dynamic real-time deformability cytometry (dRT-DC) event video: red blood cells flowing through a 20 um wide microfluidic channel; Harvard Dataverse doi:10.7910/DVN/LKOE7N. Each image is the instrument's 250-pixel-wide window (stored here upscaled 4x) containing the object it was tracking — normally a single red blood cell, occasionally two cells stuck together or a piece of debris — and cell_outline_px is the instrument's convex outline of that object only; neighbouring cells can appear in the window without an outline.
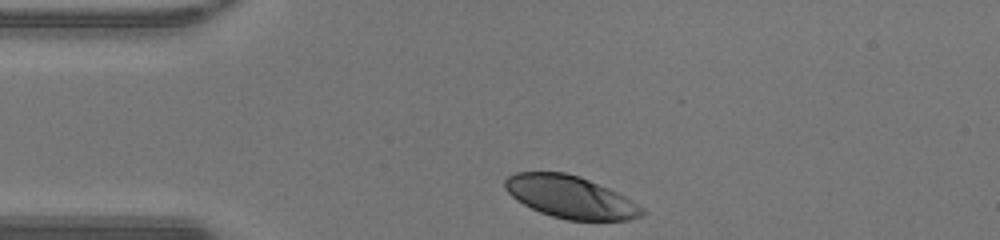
{"species": "human", "species_latin": "Homo sapiens", "temperature_condition": "warm", "stored_images_in_passage": 29, "camera_frame_rate_fps": 3000, "um_per_image_px": 0.085, "donor": {"sex": "male"}, "frame": {"image": 1, "passage_image": 1, "time_ms": 0.0, "image_size_px": [1000, 240], "cell_outline_px": [[648, 212], [644, 216], [628, 220], [568, 220], [552, 216], [540, 212], [516, 200], [504, 188], [504, 180], [508, 176], [516, 172], [564, 172], [580, 176], [608, 188], [632, 200], [644, 208]], "centroid_in_image_um": [48.51, 16.75], "position_along_channel_um": 36.5, "area_um2": 33.87}}
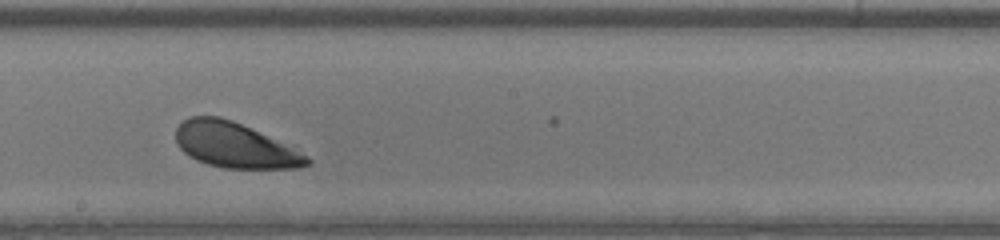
{"frame": {"image": 2, "passage_image": 17, "time_ms": 5.333, "image_size_px": [1000, 240], "cell_outline_px": [[312, 164], [300, 168], [224, 168], [208, 164], [196, 160], [184, 152], [176, 144], [176, 128], [188, 116], [220, 116], [232, 120], [308, 156], [312, 160]], "centroid_in_image_um": [19.9, 12.35], "position_along_channel_um": 228.3, "area_um2": 33.99}}
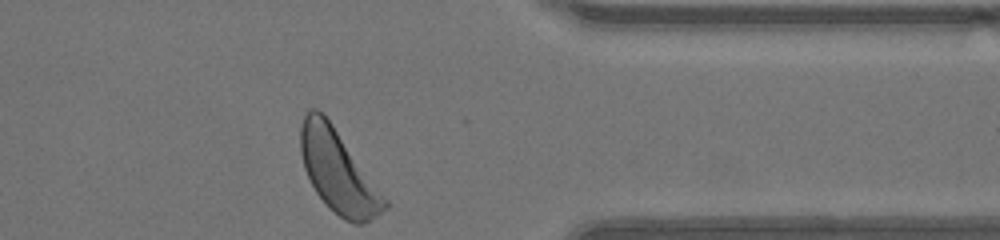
{"frame": {"image": 3, "passage_image": 29, "time_ms": 9.333, "image_size_px": [1000, 240], "cell_outline_px": [[388, 208], [364, 224], [356, 224], [344, 220], [328, 208], [316, 192], [304, 168], [300, 152], [300, 128], [304, 116], [312, 108], [316, 108], [332, 124], [388, 200]], "centroid_in_image_um": [28.74, 14.62], "position_along_channel_um": 382.7, "area_um2": 39.88}, "authors_computed_cell_mechanics": {"area_um2": 35.8938, "velocity_mm_per_s": 4.2319, "shape_relaxation_time_tau1_ms": 1.0388, "shape_relaxation_time_tau2_ms": null, "deformation_change_tau1": 0.1135, "deformation_change_tau2": null}}